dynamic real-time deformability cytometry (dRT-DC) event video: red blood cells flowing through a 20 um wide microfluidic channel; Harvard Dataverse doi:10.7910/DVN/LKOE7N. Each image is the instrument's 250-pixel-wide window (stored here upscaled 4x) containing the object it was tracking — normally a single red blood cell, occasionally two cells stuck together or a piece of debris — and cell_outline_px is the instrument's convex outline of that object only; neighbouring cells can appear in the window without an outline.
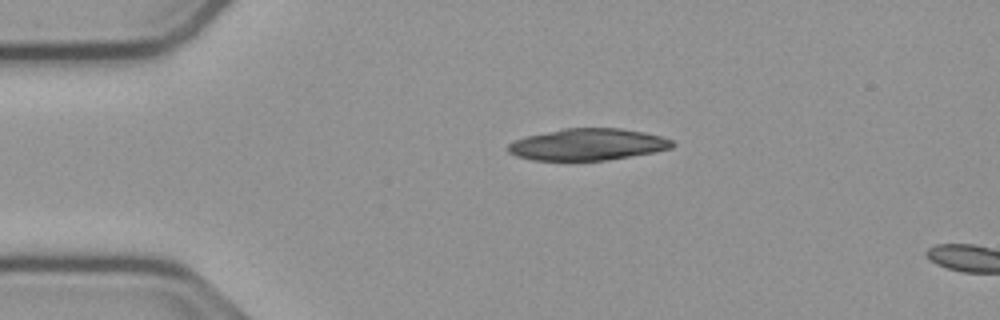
{"species": "common noctule bat (a hibernating species)", "species_latin": "Nyctalus noctula", "temperature_condition": "cold", "stored_images_in_passage": 44, "camera_frame_rate_fps": 3000, "um_per_image_px": 0.085, "animal": {"sex": "male", "body_mass_g": 23.1, "forearm_length_mm": 52.7}, "frame": {"image": 1, "passage_image": 1, "time_ms": 0.0, "image_size_px": [1000, 320], "cell_outline_px": [[676, 144], [672, 148], [652, 152], [604, 160], [532, 160], [516, 156], [508, 152], [508, 144], [516, 140], [528, 136], [564, 128], [620, 128], [644, 132], [660, 136], [672, 140]], "centroid_in_image_um": [49.96, 12.27], "position_along_channel_um": 35.0, "area_um2": 30.0}}